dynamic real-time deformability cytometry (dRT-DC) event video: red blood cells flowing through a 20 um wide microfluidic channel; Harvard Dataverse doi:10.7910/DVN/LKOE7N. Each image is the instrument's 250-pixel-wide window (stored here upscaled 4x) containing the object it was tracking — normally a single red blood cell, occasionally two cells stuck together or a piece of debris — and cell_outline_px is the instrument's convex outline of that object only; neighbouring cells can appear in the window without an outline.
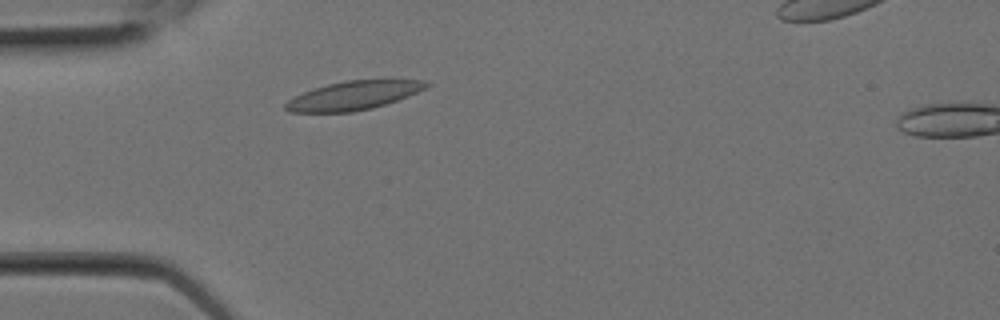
{"species": "Egyptian fruit bat (a non-hibernating species)", "species_latin": "Rousettus aegyptiacus", "temperature_condition": "room temperature", "stored_images_in_passage": 7, "camera_frame_rate_fps": 3000, "um_per_image_px": 0.085, "animal": {"sex": "female"}, "frame": {"image": 1, "passage_image": 4, "time_ms": 1.0, "image_size_px": [1000, 320], "cell_outline_px": [[432, 84], [408, 96], [372, 108], [352, 112], [288, 112], [284, 108], [284, 104], [288, 100], [304, 92], [328, 84], [344, 80], [420, 80]], "centroid_in_image_um": [30.01, 8.12], "position_along_channel_um": 55.0, "area_um2": 23.18}}
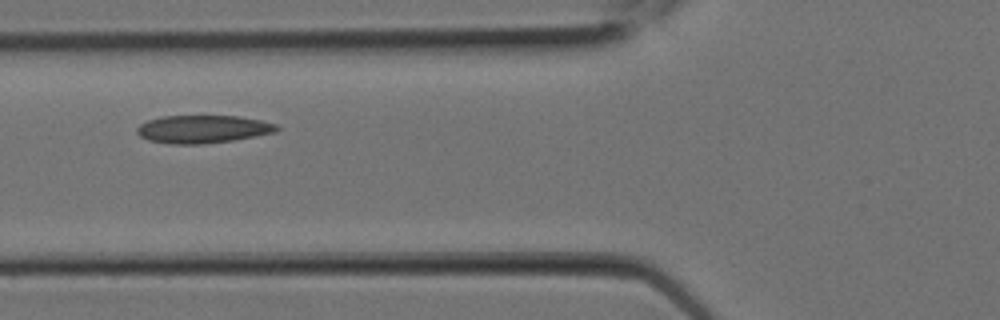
{"frame": {"image": 2, "passage_image": 6, "time_ms": 1.667, "image_size_px": [1000, 320], "cell_outline_px": [[280, 128], [276, 132], [256, 136], [232, 140], [204, 144], [172, 144], [148, 140], [140, 136], [136, 132], [136, 128], [140, 124], [148, 120], [160, 116], [240, 116], [260, 120], [276, 124]], "centroid_in_image_um": [17.23, 10.97], "position_along_channel_um": 108.6, "area_um2": 22.77}}
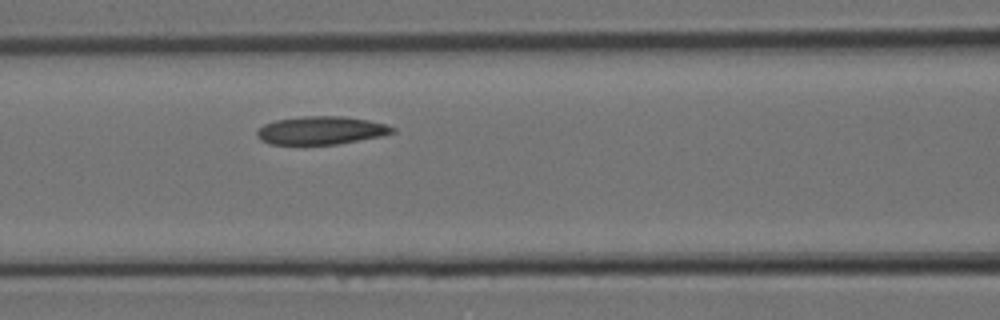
{"frame": {"image": 3, "passage_image": 7, "time_ms": 2.0, "image_size_px": [1000, 320], "cell_outline_px": [[396, 132], [384, 136], [336, 144], [268, 144], [260, 140], [256, 136], [256, 132], [264, 124], [276, 120], [304, 116], [344, 116], [368, 120], [384, 124], [396, 128]], "centroid_in_image_um": [27.31, 11.08], "position_along_channel_um": 139.3, "area_um2": 22.25}}